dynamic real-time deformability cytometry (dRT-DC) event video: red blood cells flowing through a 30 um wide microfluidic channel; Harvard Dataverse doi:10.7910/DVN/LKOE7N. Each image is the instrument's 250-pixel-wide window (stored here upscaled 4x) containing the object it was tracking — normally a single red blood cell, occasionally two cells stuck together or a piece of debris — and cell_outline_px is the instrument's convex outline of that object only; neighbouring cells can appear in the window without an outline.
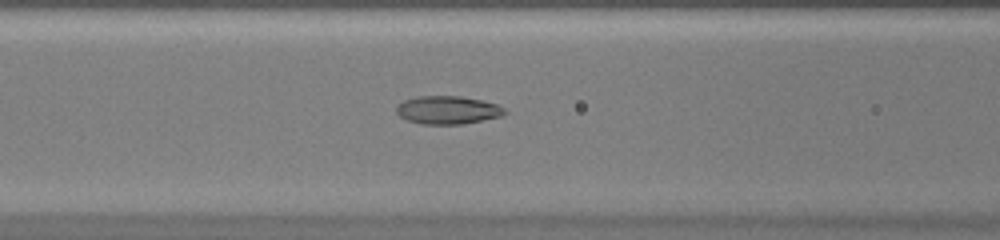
{"species": "common noctule bat (a hibernating species)", "species_latin": "Nyctalus noctula", "temperature_condition": "warm", "stored_images_in_passage": 35, "camera_frame_rate_fps": 3000, "um_per_image_px": 0.085, "animal": {"sex": "female", "body_mass_g": 20.0, "forearm_length_mm": 54.0}, "frame": {"image": 1, "passage_image": 9, "time_ms": 2.667, "image_size_px": [1000, 240], "cell_outline_px": [[508, 112], [500, 116], [484, 120], [460, 124], [420, 124], [404, 120], [396, 112], [396, 108], [404, 100], [416, 96], [460, 96], [484, 100], [496, 104], [504, 108]], "centroid_in_image_um": [38.04, 9.35], "position_along_channel_um": 128.6, "area_um2": 17.86}}
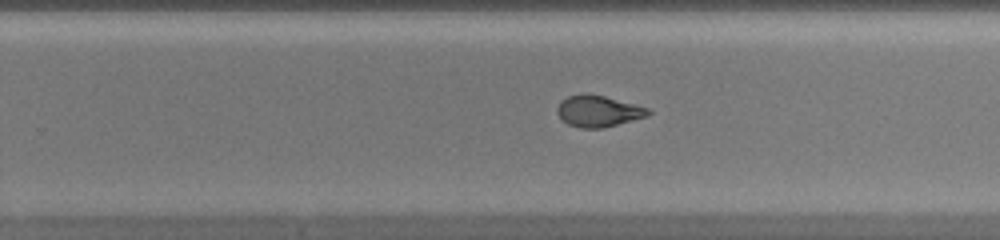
{"frame": {"image": 2, "passage_image": 19, "time_ms": 6.0, "image_size_px": [1000, 240], "cell_outline_px": [[652, 112], [648, 116], [604, 128], [580, 128], [568, 124], [556, 112], [556, 108], [560, 100], [568, 96], [580, 92], [584, 92], [604, 96], [648, 108]], "centroid_in_image_um": [50.82, 9.43], "position_along_channel_um": 279.0, "area_um2": 16.76}}
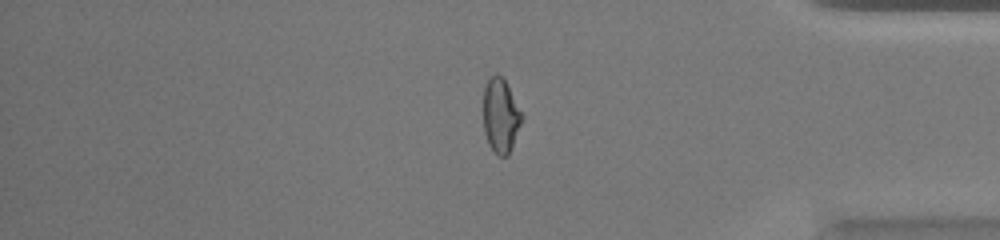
{"frame": {"image": 3, "passage_image": 28, "time_ms": 9.0, "image_size_px": [1000, 240], "cell_outline_px": [[524, 116], [512, 148], [508, 156], [500, 156], [488, 144], [484, 132], [484, 88], [488, 80], [496, 72], [504, 76], [524, 112]], "centroid_in_image_um": [42.6, 9.77], "position_along_channel_um": 392.6, "area_um2": 17.17}}